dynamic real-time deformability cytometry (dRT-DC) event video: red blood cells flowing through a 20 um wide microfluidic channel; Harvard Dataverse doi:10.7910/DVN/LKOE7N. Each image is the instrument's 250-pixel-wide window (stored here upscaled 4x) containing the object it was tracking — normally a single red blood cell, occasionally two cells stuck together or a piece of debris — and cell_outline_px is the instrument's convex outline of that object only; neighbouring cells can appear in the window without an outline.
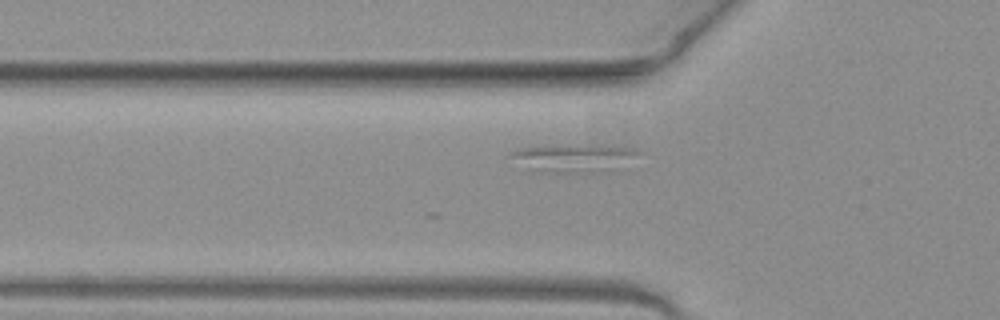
{"species": "common noctule bat (a hibernating species)", "species_latin": "Nyctalus noctula", "temperature_condition": "warm", "stored_images_in_passage": 24, "camera_frame_rate_fps": 3000, "um_per_image_px": 0.085, "animal": {"sex": "female", "body_mass_g": 19.3, "forearm_length_mm": 54.1}, "frame": {"image": 1, "passage_image": 7, "time_ms": 2.0, "image_size_px": [1000, 320], "cell_outline_px": [[644, 152], [616, 168], [608, 172], [540, 172], [532, 168], [512, 156], [512, 152], [520, 148], [544, 144], [636, 148]], "centroid_in_image_um": [48.84, 13.42], "position_along_channel_um": 77.0, "area_um2": 20.23}}
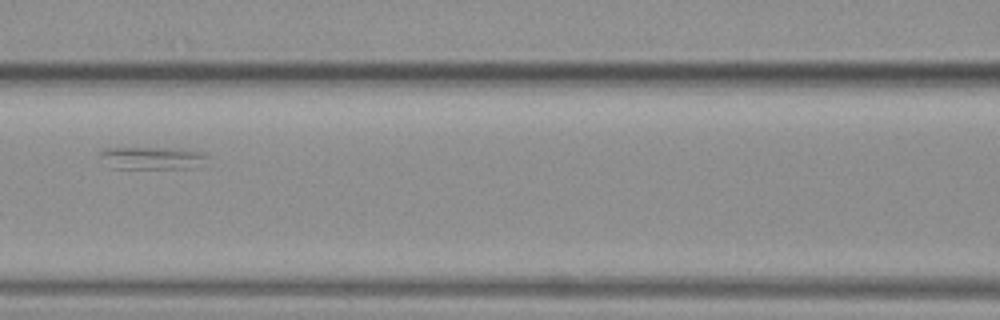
{"frame": {"image": 2, "passage_image": 13, "time_ms": 4.0, "image_size_px": [1000, 320], "cell_outline_px": [[208, 156], [188, 168], [108, 168], [100, 156], [100, 148], [180, 148], [208, 152]], "centroid_in_image_um": [12.84, 13.41], "position_along_channel_um": 153.8, "area_um2": 13.99}}
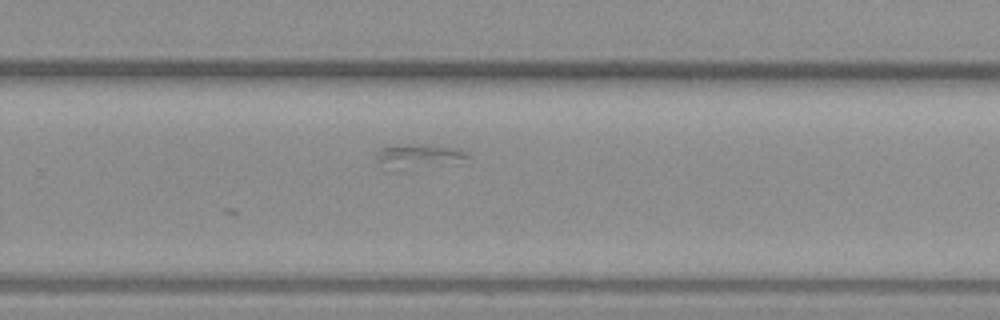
{"frame": {"image": 3, "passage_image": 24, "time_ms": 7.667, "image_size_px": [1000, 320], "cell_outline_px": [[468, 156], [396, 172], [388, 172], [376, 156], [376, 152], [380, 148], [428, 144], [460, 148], [468, 152]], "centroid_in_image_um": [35.42, 13.28], "position_along_channel_um": 294.4, "area_um2": 12.08}}